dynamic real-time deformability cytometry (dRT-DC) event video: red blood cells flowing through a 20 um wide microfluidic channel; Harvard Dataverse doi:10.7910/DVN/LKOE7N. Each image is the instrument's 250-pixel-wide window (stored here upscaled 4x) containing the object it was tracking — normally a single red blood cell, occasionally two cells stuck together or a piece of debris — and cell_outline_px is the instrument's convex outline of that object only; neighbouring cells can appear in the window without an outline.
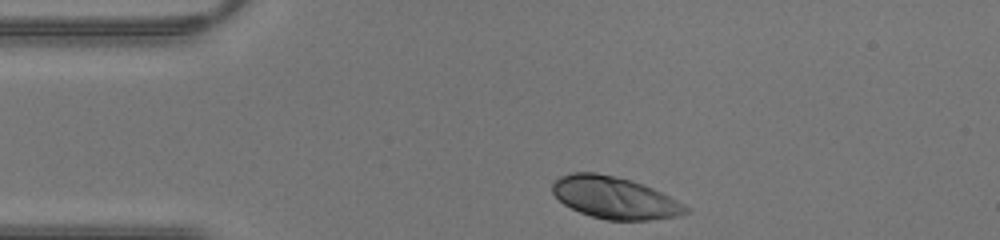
{"species": "human", "species_latin": "Homo sapiens", "temperature_condition": "warm", "stored_images_in_passage": 27, "camera_frame_rate_fps": 3000, "um_per_image_px": 0.085, "donor": {"sex": "male"}, "frame": {"image": 1, "passage_image": 1, "time_ms": 0.0, "image_size_px": [1000, 240], "cell_outline_px": [[688, 212], [676, 216], [648, 220], [608, 220], [592, 216], [580, 212], [564, 204], [552, 192], [552, 184], [560, 176], [572, 172], [596, 172], [616, 176], [632, 180], [644, 184], [684, 204], [688, 208]], "centroid_in_image_um": [52.22, 16.79], "position_along_channel_um": 32.8, "area_um2": 32.37}}
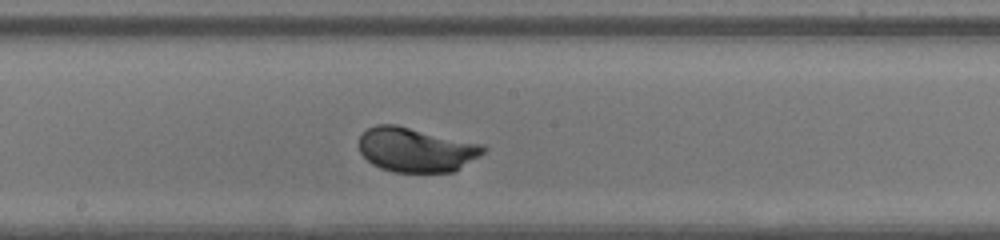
{"frame": {"image": 2, "passage_image": 15, "time_ms": 4.667, "image_size_px": [1000, 240], "cell_outline_px": [[488, 148], [480, 156], [452, 172], [392, 172], [380, 168], [372, 164], [360, 152], [360, 136], [368, 128], [376, 124], [396, 124], [484, 144]], "centroid_in_image_um": [35.38, 12.72], "position_along_channel_um": 212.8, "area_um2": 32.31}}
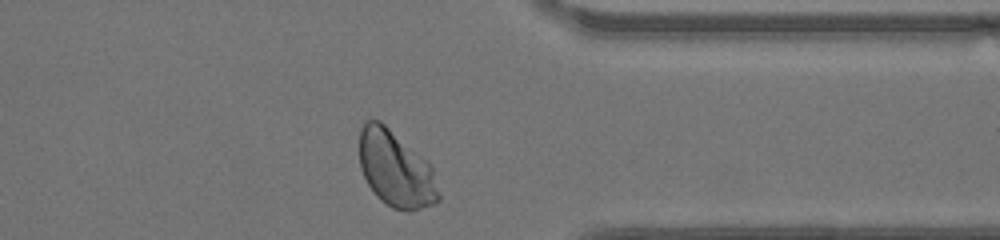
{"frame": {"image": 3, "passage_image": 26, "time_ms": 8.333, "image_size_px": [1000, 240], "cell_outline_px": [[440, 200], [432, 204], [420, 208], [392, 208], [380, 200], [376, 196], [368, 184], [360, 168], [360, 128], [368, 120], [380, 120], [428, 160], [432, 164], [440, 196]], "centroid_in_image_um": [33.65, 14.33], "position_along_channel_um": 377.8, "area_um2": 34.97}}